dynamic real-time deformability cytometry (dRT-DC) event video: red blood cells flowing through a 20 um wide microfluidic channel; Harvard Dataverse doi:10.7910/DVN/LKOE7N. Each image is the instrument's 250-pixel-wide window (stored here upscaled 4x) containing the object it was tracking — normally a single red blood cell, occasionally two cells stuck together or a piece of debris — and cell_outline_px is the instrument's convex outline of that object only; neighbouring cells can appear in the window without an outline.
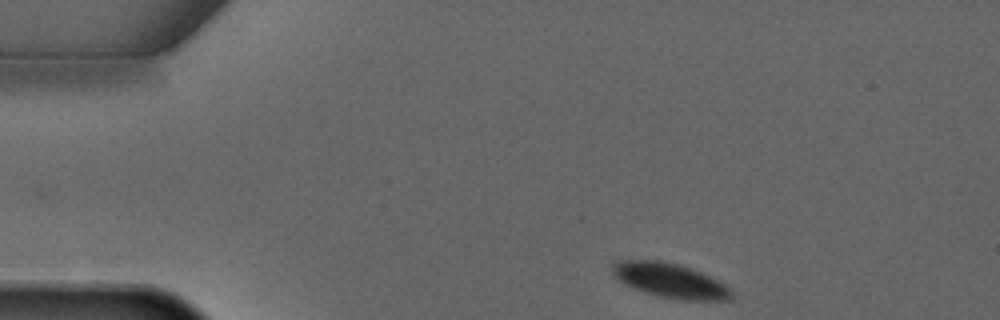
{"species": "common noctule bat (a hibernating species)", "species_latin": "Nyctalus noctula", "temperature_condition": "warm", "stored_images_in_passage": 6, "camera_frame_rate_fps": 3000, "um_per_image_px": 0.085, "animal": {"sex": "male", "forearm_length_mm": 52.5}, "frame": {"image": 1, "passage_image": 6, "time_ms": 6.0, "image_size_px": [1000, 320], "cell_outline_px": [[732, 300], [680, 300], [660, 296], [644, 292], [624, 284], [612, 272], [612, 264], [616, 260], [656, 260], [676, 264], [700, 272], [724, 284], [732, 292]], "centroid_in_image_um": [56.93, 23.85], "position_along_channel_um": 28.1, "area_um2": 23.58}}